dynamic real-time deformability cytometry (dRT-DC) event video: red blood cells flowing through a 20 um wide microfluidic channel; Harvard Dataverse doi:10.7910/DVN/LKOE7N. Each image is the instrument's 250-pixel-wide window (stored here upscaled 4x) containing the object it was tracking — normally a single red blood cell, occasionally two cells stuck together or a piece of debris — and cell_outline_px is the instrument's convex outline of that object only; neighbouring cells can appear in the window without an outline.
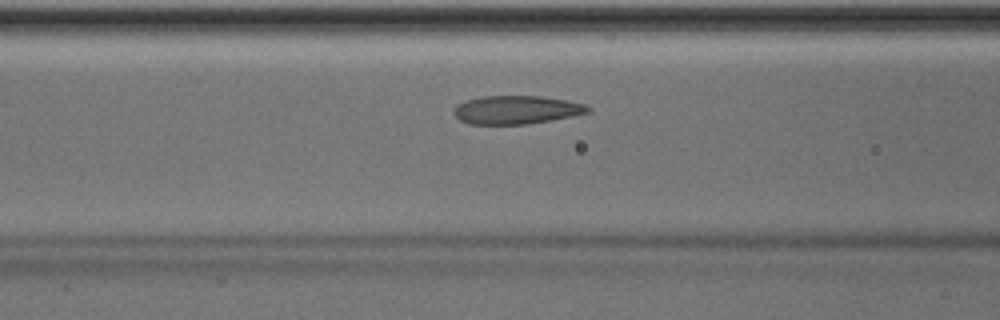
{"species": "Egyptian fruit bat (a non-hibernating species)", "species_latin": "Rousettus aegyptiacus", "temperature_condition": "room temperature", "stored_images_in_passage": 43, "camera_frame_rate_fps": 3000, "um_per_image_px": 0.085, "animal": {"sex": "male"}, "frame": {"image": 1, "passage_image": 13, "time_ms": 4.0, "image_size_px": [1000, 320], "cell_outline_px": [[592, 112], [552, 120], [524, 124], [468, 124], [460, 120], [452, 112], [456, 104], [464, 100], [480, 96], [540, 96], [568, 100], [584, 104], [592, 108]], "centroid_in_image_um": [43.89, 9.33], "position_along_channel_um": 122.7, "area_um2": 22.43}, "authors_computed_cell_mechanics": {"area_um2": 22.253, "velocity_mm_per_s": 4.0002, "shape_relaxation_time_tau1_ms": 4.8283, "shape_relaxation_time_tau2_ms": 1.6901, "deformation_change_tau1": 0.1379, "deformation_change_tau2": 0.0609}}